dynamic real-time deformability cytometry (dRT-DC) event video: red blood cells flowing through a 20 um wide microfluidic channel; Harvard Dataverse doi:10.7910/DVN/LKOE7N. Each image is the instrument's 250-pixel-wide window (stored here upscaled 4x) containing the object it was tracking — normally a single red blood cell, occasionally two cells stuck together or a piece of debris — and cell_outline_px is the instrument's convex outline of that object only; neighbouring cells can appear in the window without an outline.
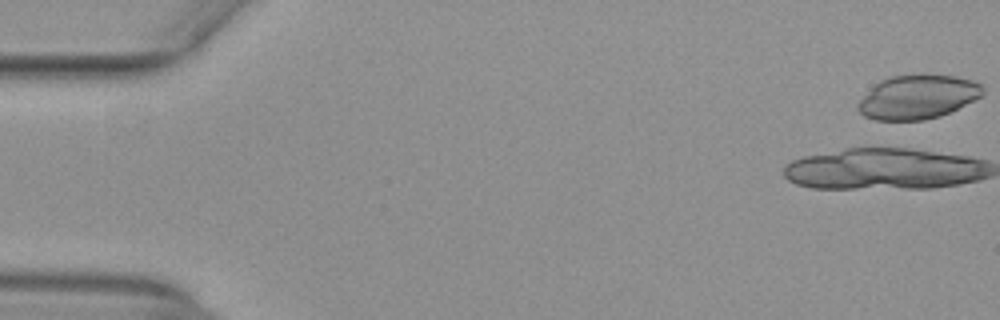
{"species": "common noctule bat (a hibernating species)", "species_latin": "Nyctalus noctula", "temperature_condition": "warm", "stored_images_in_passage": 9, "camera_frame_rate_fps": 3000, "um_per_image_px": 0.085, "animal": {"sex": "female", "body_mass_g": 29.2, "forearm_length_mm": 56.3}, "frame": {"image": 1, "passage_image": 1, "time_ms": 0.0, "image_size_px": [1000, 320], "cell_outline_px": [[984, 92], [980, 96], [940, 116], [924, 120], [876, 120], [864, 116], [856, 108], [856, 104], [880, 80], [888, 76], [920, 72], [924, 72], [956, 76], [976, 80], [984, 84]], "centroid_in_image_um": [78.02, 8.19], "position_along_channel_um": 7.0, "area_um2": 32.54}}